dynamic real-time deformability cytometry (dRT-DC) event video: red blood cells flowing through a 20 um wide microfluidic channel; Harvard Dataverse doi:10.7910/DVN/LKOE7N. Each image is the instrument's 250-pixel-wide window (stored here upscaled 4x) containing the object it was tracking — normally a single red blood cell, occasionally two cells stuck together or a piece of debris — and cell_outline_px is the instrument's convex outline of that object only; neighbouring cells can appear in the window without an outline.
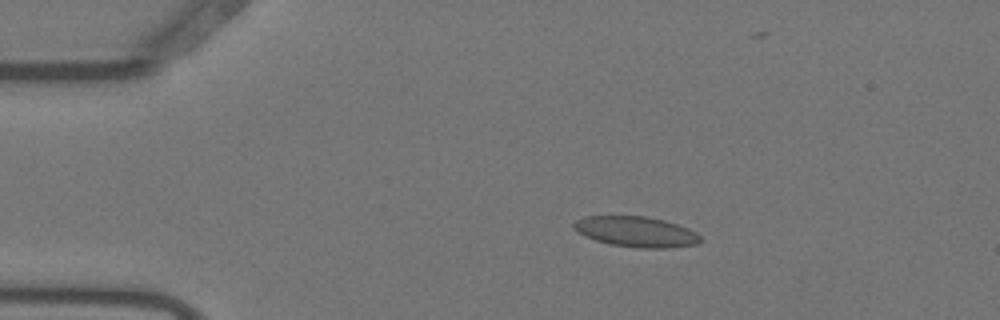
{"species": "Egyptian fruit bat (a non-hibernating species)", "species_latin": "Rousettus aegyptiacus", "temperature_condition": "warm", "stored_images_in_passage": 46, "camera_frame_rate_fps": 3000, "um_per_image_px": 0.085, "animal": {"sex": "female"}, "frame": {"image": 1, "passage_image": 2, "time_ms": 0.333, "image_size_px": [1000, 320], "cell_outline_px": [[700, 240], [696, 244], [672, 248], [640, 248], [608, 244], [584, 236], [572, 224], [576, 220], [584, 216], [648, 216], [664, 220], [688, 228], [696, 232], [700, 236]], "centroid_in_image_um": [54.08, 19.7], "position_along_channel_um": 30.9, "area_um2": 22.43}}
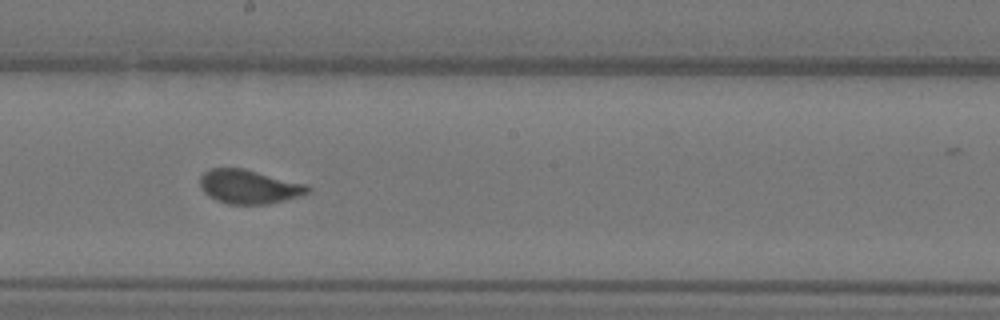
{"frame": {"image": 2, "passage_image": 22, "time_ms": 7.0, "image_size_px": [1000, 320], "cell_outline_px": [[312, 192], [300, 196], [268, 204], [228, 204], [216, 200], [208, 196], [200, 188], [200, 176], [204, 172], [212, 168], [244, 168], [308, 184], [312, 188]], "centroid_in_image_um": [21.2, 15.87], "position_along_channel_um": 227.0, "area_um2": 21.62}}
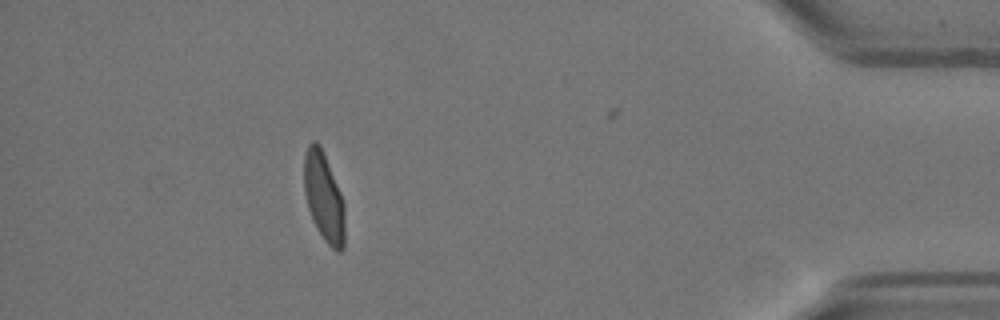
{"frame": {"image": 3, "passage_image": 41, "time_ms": 13.333, "image_size_px": [1000, 320], "cell_outline_px": [[344, 248], [340, 252], [336, 252], [324, 240], [316, 228], [312, 220], [308, 208], [304, 192], [304, 156], [308, 144], [312, 140], [316, 140], [320, 144], [340, 192], [344, 204]], "centroid_in_image_um": [27.51, 16.76], "position_along_channel_um": 407.7, "area_um2": 21.21}, "authors_computed_cell_mechanics": {"area_um2": 21.4149, "velocity_mm_per_s": 3.6849, "shape_relaxation_time_tau1_ms": 9.7156, "shape_relaxation_time_tau2_ms": null, "deformation_change_tau1": 0.2368, "deformation_change_tau2": null}}